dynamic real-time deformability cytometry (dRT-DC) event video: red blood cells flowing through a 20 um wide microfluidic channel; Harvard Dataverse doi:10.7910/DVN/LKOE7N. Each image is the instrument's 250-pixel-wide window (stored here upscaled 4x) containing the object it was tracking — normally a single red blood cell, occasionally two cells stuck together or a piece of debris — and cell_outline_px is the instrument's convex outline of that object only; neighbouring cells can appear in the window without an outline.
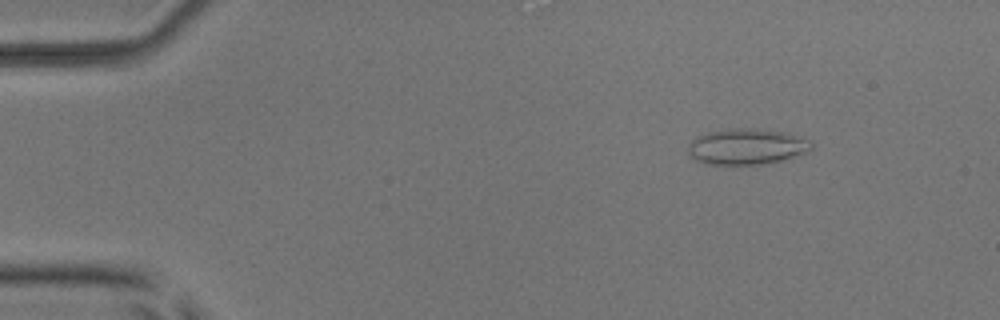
{"species": "common noctule bat (a hibernating species)", "species_latin": "Nyctalus noctula", "temperature_condition": "room temperature", "stored_images_in_passage": 4, "camera_frame_rate_fps": 3000, "um_per_image_px": 0.085, "animal": {"sex": "male", "body_mass_g": 17.9, "forearm_length_mm": 54.2}, "frame": {"image": 1, "passage_image": 1, "time_ms": 0.0, "image_size_px": [1000, 320], "cell_outline_px": [[812, 148], [808, 152], [768, 164], [708, 164], [696, 160], [688, 156], [688, 144], [696, 136], [708, 132], [732, 128], [760, 128], [784, 132], [808, 140], [812, 144]], "centroid_in_image_um": [63.44, 12.46], "position_along_channel_um": 21.6, "area_um2": 25.89}}